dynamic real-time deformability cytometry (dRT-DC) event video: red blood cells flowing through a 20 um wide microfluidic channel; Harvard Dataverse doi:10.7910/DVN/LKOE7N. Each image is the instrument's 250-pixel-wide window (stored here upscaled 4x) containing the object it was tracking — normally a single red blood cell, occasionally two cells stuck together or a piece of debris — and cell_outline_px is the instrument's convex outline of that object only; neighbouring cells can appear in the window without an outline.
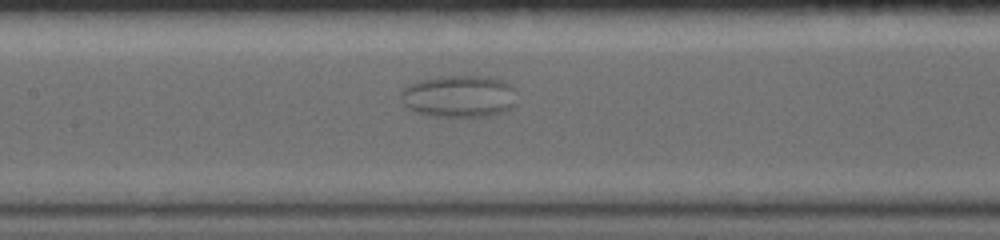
{"species": "common noctule bat (a hibernating species)", "species_latin": "Nyctalus noctula", "temperature_condition": "warm", "stored_images_in_passage": 34, "camera_frame_rate_fps": 5000, "um_per_image_px": 0.085, "animal": {"sex": "female", "body_mass_g": 19.0, "forearm_length_mm": 56.7}, "frame": {"image": 1, "passage_image": 23, "time_ms": 7.8, "image_size_px": [1000, 240], "cell_outline_px": [[516, 104], [512, 108], [504, 112], [488, 116], [432, 116], [408, 108], [404, 104], [400, 92], [408, 84], [420, 80], [440, 76], [476, 76], [500, 80], [508, 84], [512, 88]], "centroid_in_image_um": [39.01, 8.19], "position_along_channel_um": 168.4, "area_um2": 28.09}}
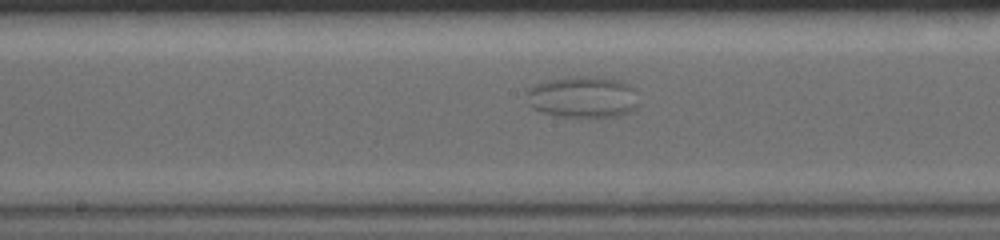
{"frame": {"image": 2, "passage_image": 27, "time_ms": 8.8, "image_size_px": [1000, 240], "cell_outline_px": [[640, 104], [636, 108], [620, 116], [556, 116], [540, 112], [532, 108], [528, 104], [528, 88], [536, 84], [548, 80], [576, 76], [600, 76], [620, 80], [636, 88]], "centroid_in_image_um": [49.6, 8.23], "position_along_channel_um": 198.6, "area_um2": 27.46}}
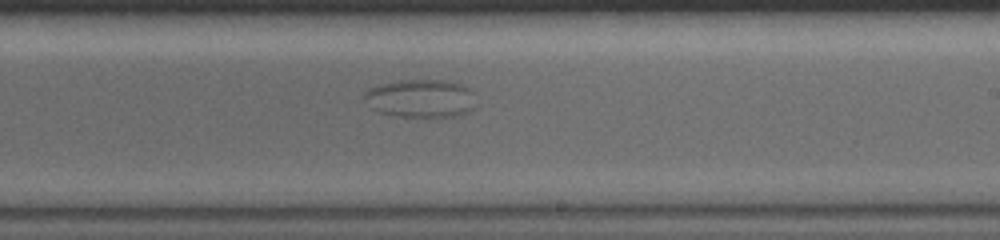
{"frame": {"image": 3, "passage_image": 32, "time_ms": 10.6, "image_size_px": [1000, 240], "cell_outline_px": [[476, 104], [468, 112], [456, 116], [400, 116], [380, 112], [372, 108], [364, 96], [364, 92], [368, 88], [380, 84], [400, 80], [444, 80], [460, 84], [468, 88], [472, 92]], "centroid_in_image_um": [35.77, 8.35], "position_along_channel_um": 253.2, "area_um2": 24.57}}